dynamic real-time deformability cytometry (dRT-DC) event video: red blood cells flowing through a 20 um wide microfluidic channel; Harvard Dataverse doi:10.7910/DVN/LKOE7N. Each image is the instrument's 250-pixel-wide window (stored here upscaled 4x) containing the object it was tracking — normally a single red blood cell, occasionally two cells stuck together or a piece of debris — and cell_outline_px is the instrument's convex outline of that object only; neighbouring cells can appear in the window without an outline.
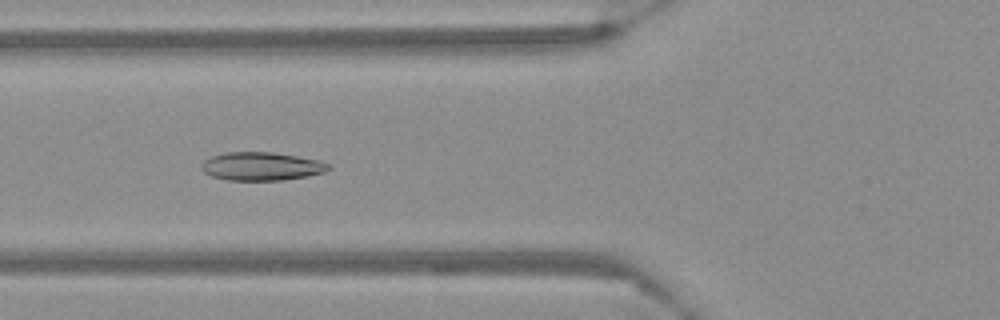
{"species": "Egyptian fruit bat (a non-hibernating species)", "species_latin": "Rousettus aegyptiacus", "temperature_condition": "warm", "stored_images_in_passage": 57, "camera_frame_rate_fps": 3000, "um_per_image_px": 0.085, "frame": {"image": 1, "passage_image": 22, "time_ms": 7.0, "image_size_px": [1000, 320], "cell_outline_px": [[332, 168], [324, 172], [308, 176], [284, 180], [228, 180], [212, 176], [204, 172], [200, 168], [200, 164], [204, 160], [212, 156], [224, 152], [272, 152], [320, 160], [328, 164]], "centroid_in_image_um": [22.21, 14.13], "position_along_channel_um": 103.6, "area_um2": 21.04}}
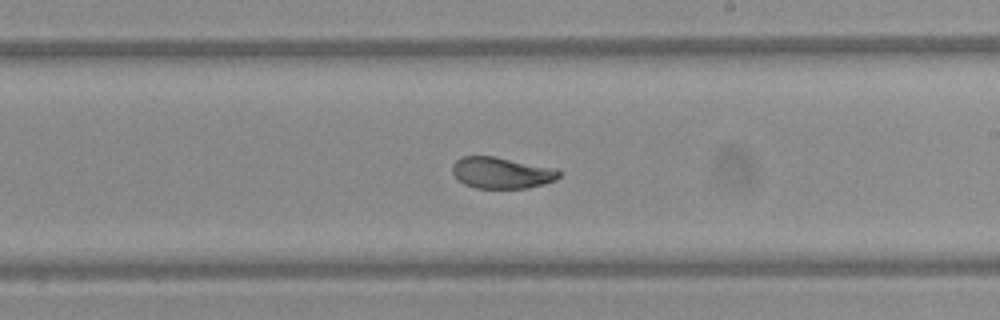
{"frame": {"image": 2, "passage_image": 34, "time_ms": 11.0, "image_size_px": [1000, 320], "cell_outline_px": [[560, 176], [556, 180], [544, 184], [528, 188], [476, 188], [464, 184], [452, 172], [452, 164], [456, 160], [464, 156], [492, 156], [556, 168], [560, 172]], "centroid_in_image_um": [42.65, 14.69], "position_along_channel_um": 246.4, "area_um2": 19.42}}
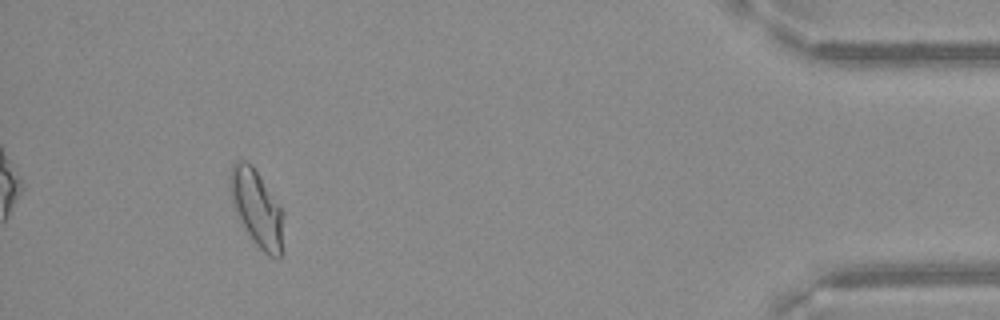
{"frame": {"image": 3, "passage_image": 53, "time_ms": 17.333, "image_size_px": [1000, 320], "cell_outline_px": [[284, 216], [280, 256], [268, 256], [256, 244], [240, 220], [232, 204], [228, 184], [228, 180], [232, 164], [236, 160], [248, 160], [252, 164], [280, 204], [284, 212]], "centroid_in_image_um": [21.81, 17.6], "position_along_channel_um": 413.4, "area_um2": 23.93}}